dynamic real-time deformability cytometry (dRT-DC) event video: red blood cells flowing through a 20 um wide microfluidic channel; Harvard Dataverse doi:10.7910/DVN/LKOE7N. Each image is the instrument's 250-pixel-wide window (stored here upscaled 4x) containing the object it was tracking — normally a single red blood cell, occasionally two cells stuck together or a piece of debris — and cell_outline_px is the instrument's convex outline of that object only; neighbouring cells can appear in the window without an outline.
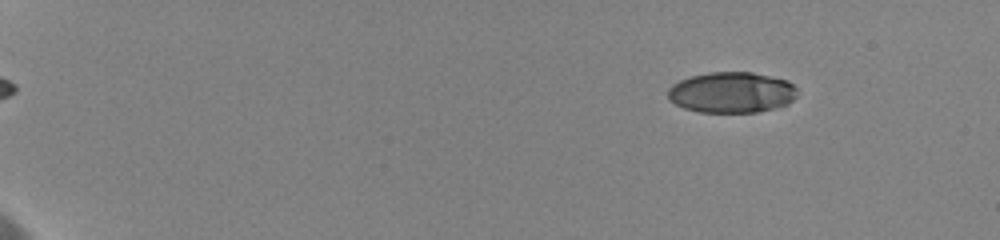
{"species": "human", "species_latin": "Homo sapiens", "temperature_condition": "cold", "stored_images_in_passage": 64, "camera_frame_rate_fps": 3000, "um_per_image_px": 0.085, "donor": {"sex": "female"}, "frame": {"image": 1, "passage_image": 9, "time_ms": 2.667, "image_size_px": [1000, 240], "cell_outline_px": [[796, 96], [788, 104], [756, 112], [700, 112], [684, 108], [668, 100], [668, 88], [672, 84], [680, 80], [692, 76], [708, 72], [752, 72], [788, 80], [796, 88]], "centroid_in_image_um": [62.17, 7.85], "position_along_channel_um": 22.8, "area_um2": 30.75}}
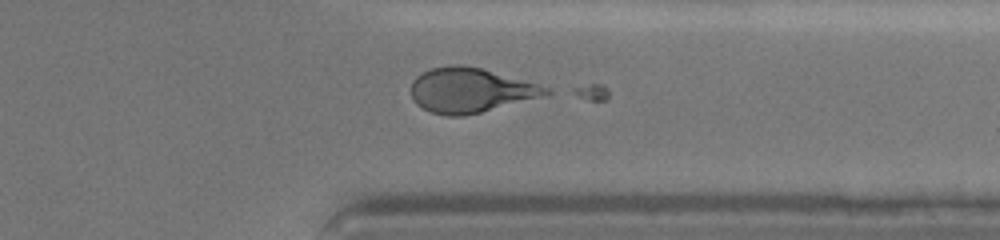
{"frame": {"image": 2, "passage_image": 53, "time_ms": 16.333, "image_size_px": [1000, 240], "cell_outline_px": [[556, 92], [548, 96], [464, 116], [448, 116], [432, 112], [416, 104], [412, 96], [412, 80], [416, 76], [432, 68], [452, 64], [460, 64], [480, 68], [552, 88]], "centroid_in_image_um": [40.05, 7.68], "position_along_channel_um": 371.4, "area_um2": 35.2}}
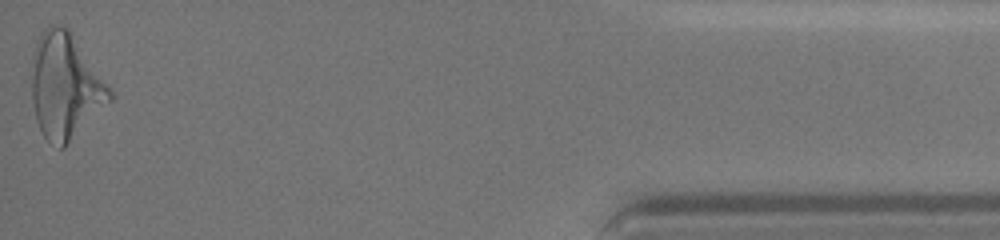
{"frame": {"image": 3, "passage_image": 64, "time_ms": 19.667, "image_size_px": [1000, 240], "cell_outline_px": [[112, 100], [64, 148], [60, 148], [48, 140], [44, 136], [40, 128], [36, 116], [32, 100], [32, 56], [36, 44], [44, 28], [48, 24], [60, 24], [68, 28], [112, 92]], "centroid_in_image_um": [5.53, 7.32], "position_along_channel_um": 429.7, "area_um2": 47.28}}